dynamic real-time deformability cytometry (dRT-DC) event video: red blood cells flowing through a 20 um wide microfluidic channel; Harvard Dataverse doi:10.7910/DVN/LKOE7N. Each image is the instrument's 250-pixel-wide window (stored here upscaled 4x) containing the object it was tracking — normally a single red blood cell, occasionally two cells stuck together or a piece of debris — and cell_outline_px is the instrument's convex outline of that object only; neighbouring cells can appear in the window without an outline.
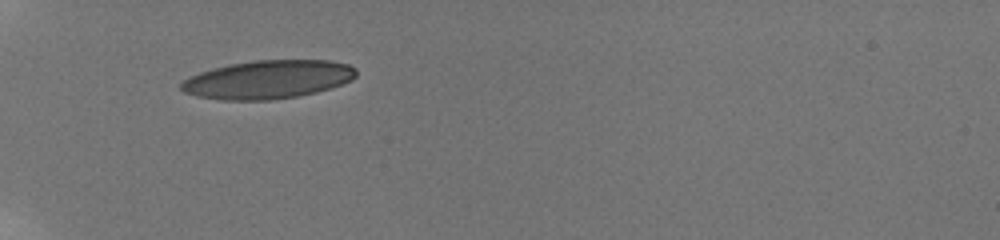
{"species": "human", "species_latin": "Homo sapiens", "temperature_condition": "room temperature", "stored_images_in_passage": 83, "camera_frame_rate_fps": 3000, "um_per_image_px": 0.085, "donor": {"sex": "male"}, "frame": {"image": 1, "passage_image": 1, "time_ms": 0.0, "image_size_px": [1000, 240], "cell_outline_px": [[356, 76], [352, 80], [332, 88], [316, 92], [296, 96], [272, 100], [220, 100], [196, 96], [184, 92], [180, 88], [180, 84], [184, 80], [200, 72], [212, 68], [228, 64], [256, 60], [328, 60], [348, 64], [356, 68]], "centroid_in_image_um": [22.78, 6.76], "position_along_channel_um": 62.2, "area_um2": 39.3}}
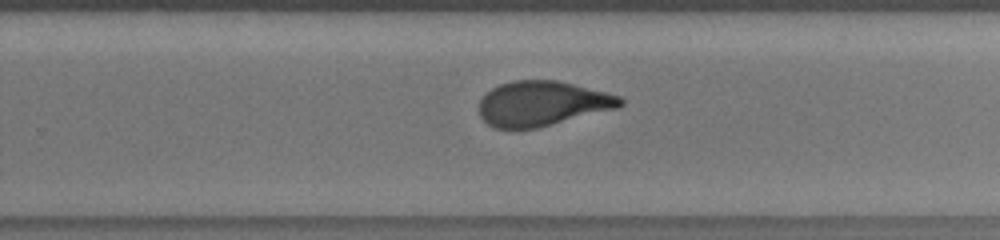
{"frame": {"image": 2, "passage_image": 47, "time_ms": 6.333, "image_size_px": [1000, 240], "cell_outline_px": [[624, 104], [616, 108], [536, 128], [512, 132], [496, 128], [488, 124], [480, 116], [480, 100], [492, 88], [500, 84], [512, 80], [556, 80], [620, 96], [624, 100]], "centroid_in_image_um": [46.03, 8.83], "position_along_channel_um": 283.8, "area_um2": 36.93}}
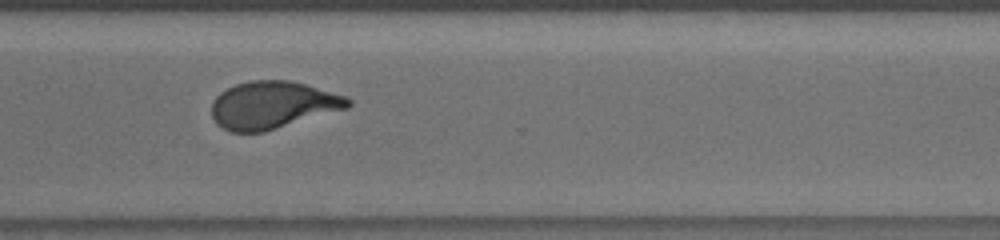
{"frame": {"image": 3, "passage_image": 60, "time_ms": 8.0, "image_size_px": [1000, 240], "cell_outline_px": [[352, 104], [348, 108], [264, 132], [232, 132], [216, 124], [212, 116], [212, 104], [216, 96], [220, 92], [236, 84], [248, 80], [288, 80], [304, 84], [344, 96], [352, 100]], "centroid_in_image_um": [23.16, 8.93], "position_along_channel_um": 347.4, "area_um2": 37.51}, "authors_computed_cell_mechanics": {"area_um2": 38.2636, "velocity_mm_per_s": 3.822, "shape_relaxation_time_tau1_ms": 6.7541, "shape_relaxation_time_tau2_ms": 1.0703, "deformation_change_tau1": 0.2085, "deformation_change_tau2": 0.0778}}